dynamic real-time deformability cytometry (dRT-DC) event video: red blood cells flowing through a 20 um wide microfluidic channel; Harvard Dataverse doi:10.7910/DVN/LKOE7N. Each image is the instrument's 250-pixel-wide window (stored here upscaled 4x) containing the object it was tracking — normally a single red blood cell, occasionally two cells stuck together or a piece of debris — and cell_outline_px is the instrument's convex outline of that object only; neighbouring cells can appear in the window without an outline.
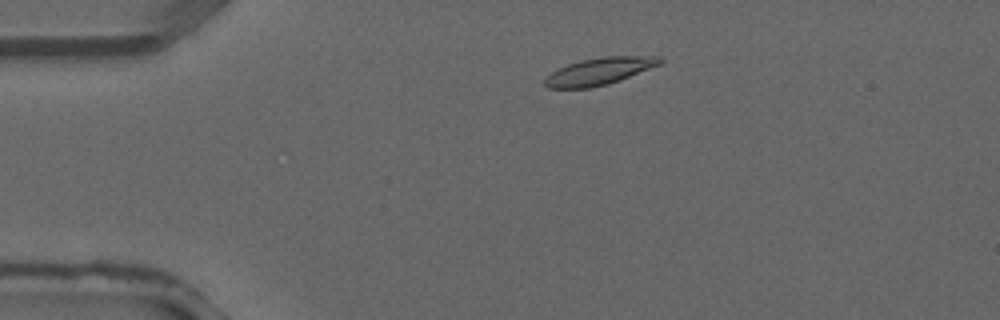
{"species": "common noctule bat (a hibernating species)", "species_latin": "Nyctalus noctula", "temperature_condition": "warm", "stored_images_in_passage": 32, "camera_frame_rate_fps": 3000, "um_per_image_px": 0.085, "animal": {"sex": "male", "forearm_length_mm": 52.5}, "frame": {"image": 1, "passage_image": 1, "time_ms": 0.0, "image_size_px": [1000, 320], "cell_outline_px": [[664, 60], [660, 64], [620, 80], [608, 84], [588, 88], [548, 88], [544, 84], [544, 80], [552, 72], [568, 64], [580, 60], [604, 56], [660, 56]], "centroid_in_image_um": [50.96, 6.05], "position_along_channel_um": 34.0, "area_um2": 18.03}}
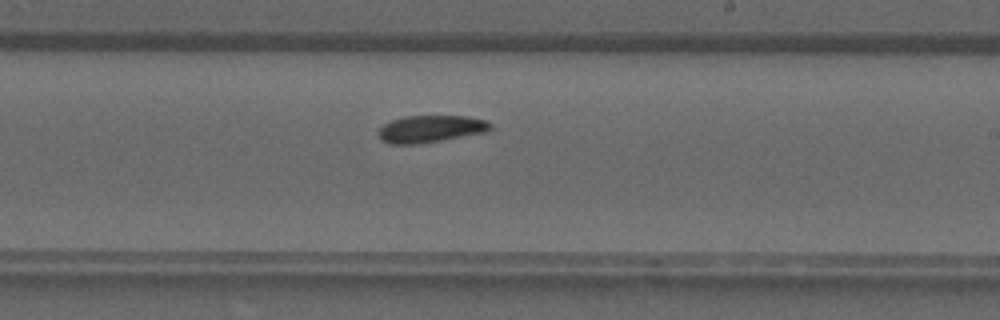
{"frame": {"image": 2, "passage_image": 16, "time_ms": 5.0, "image_size_px": [1000, 320], "cell_outline_px": [[492, 128], [488, 132], [420, 144], [388, 144], [380, 140], [376, 132], [384, 124], [392, 120], [404, 116], [468, 116], [484, 120], [492, 124]], "centroid_in_image_um": [36.58, 10.97], "position_along_channel_um": 252.4, "area_um2": 17.98}}
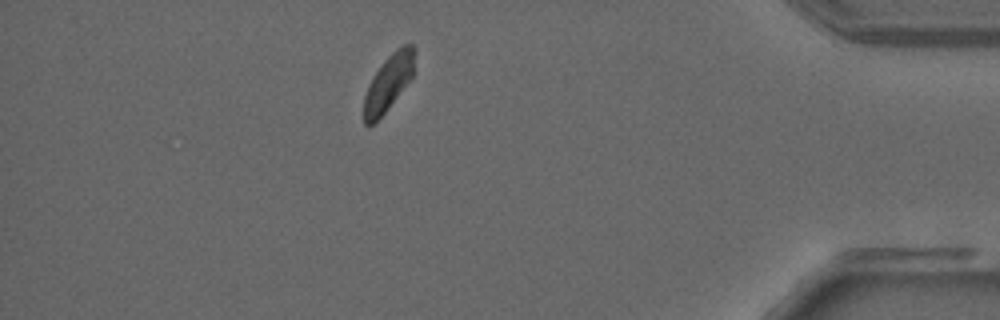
{"frame": {"image": 3, "passage_image": 27, "time_ms": 8.667, "image_size_px": [1000, 320], "cell_outline_px": [[416, 52], [412, 76], [384, 112], [372, 124], [364, 124], [364, 96], [368, 84], [372, 76], [384, 60], [396, 48], [404, 44], [412, 44], [416, 48]], "centroid_in_image_um": [33.02, 6.95], "position_along_channel_um": 402.2, "area_um2": 16.24}}